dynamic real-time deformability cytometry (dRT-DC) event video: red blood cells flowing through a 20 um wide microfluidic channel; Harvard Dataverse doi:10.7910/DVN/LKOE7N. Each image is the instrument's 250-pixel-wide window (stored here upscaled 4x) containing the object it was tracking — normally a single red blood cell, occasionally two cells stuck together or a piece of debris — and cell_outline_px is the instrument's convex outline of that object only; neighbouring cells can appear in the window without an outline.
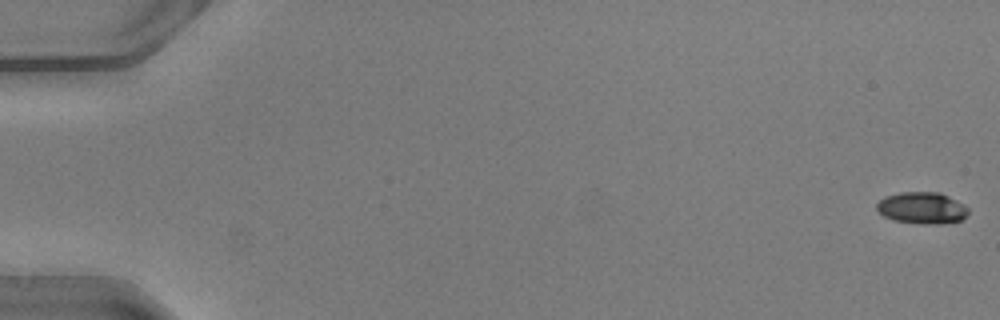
{"species": "common noctule bat (a hibernating species)", "species_latin": "Nyctalus noctula", "temperature_condition": "warm", "stored_images_in_passage": 7, "camera_frame_rate_fps": 3000, "um_per_image_px": 0.085, "animal": {"sex": "male", "body_mass_g": 20.5, "forearm_length_mm": 52.5}, "frame": {"image": 1, "passage_image": 1, "time_ms": 0.0, "image_size_px": [1000, 320], "cell_outline_px": [[968, 212], [960, 220], [940, 224], [920, 224], [892, 220], [884, 216], [876, 208], [876, 204], [884, 196], [900, 192], [940, 192], [964, 204], [968, 208]], "centroid_in_image_um": [78.35, 17.67], "position_along_channel_um": 6.7, "area_um2": 16.94}}